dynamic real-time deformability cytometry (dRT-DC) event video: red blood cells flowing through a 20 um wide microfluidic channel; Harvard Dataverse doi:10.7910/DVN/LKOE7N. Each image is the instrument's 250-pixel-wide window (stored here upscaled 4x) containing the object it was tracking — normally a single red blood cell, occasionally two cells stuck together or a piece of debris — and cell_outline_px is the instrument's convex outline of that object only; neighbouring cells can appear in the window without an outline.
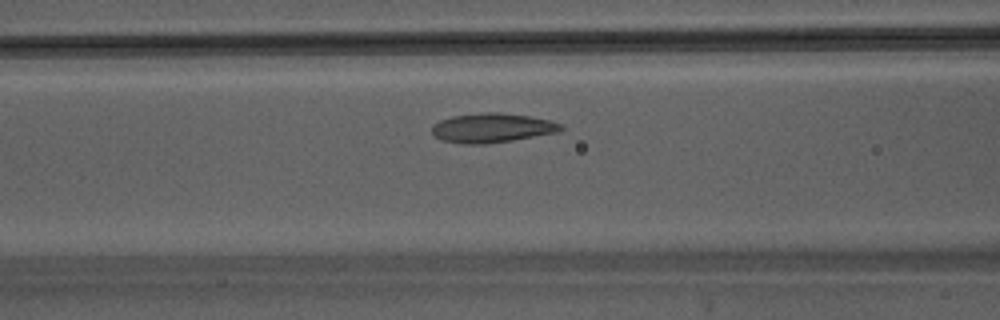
{"species": "Egyptian fruit bat (a non-hibernating species)", "species_latin": "Rousettus aegyptiacus", "temperature_condition": "warm", "stored_images_in_passage": 37, "camera_frame_rate_fps": 3000, "um_per_image_px": 0.085, "animal": {"sex": "male"}, "frame": {"image": 1, "passage_image": 11, "time_ms": 3.333, "image_size_px": [1000, 320], "cell_outline_px": [[564, 128], [556, 132], [512, 140], [484, 144], [464, 144], [440, 140], [432, 132], [432, 124], [440, 120], [452, 116], [480, 112], [496, 112], [528, 116], [548, 120], [564, 124]], "centroid_in_image_um": [41.79, 10.87], "position_along_channel_um": 124.8, "area_um2": 21.96}}
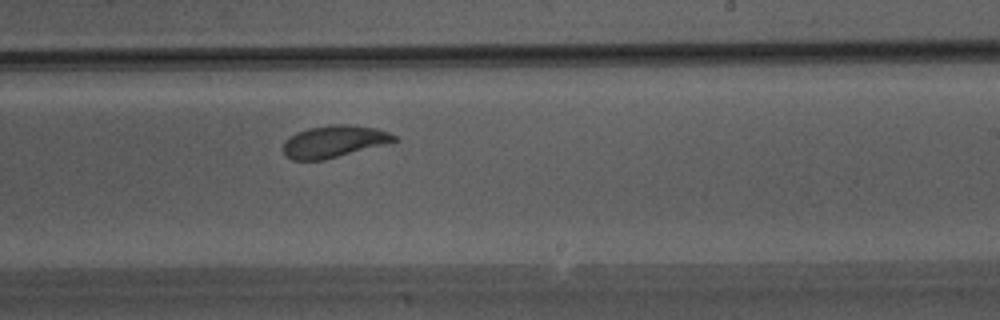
{"frame": {"image": 2, "passage_image": 20, "time_ms": 6.333, "image_size_px": [1000, 320], "cell_outline_px": [[400, 140], [388, 144], [324, 160], [292, 160], [284, 152], [284, 144], [296, 132], [308, 128], [332, 124], [348, 124], [376, 128], [388, 132], [396, 136]], "centroid_in_image_um": [28.46, 12.02], "position_along_channel_um": 260.5, "area_um2": 20.69}}
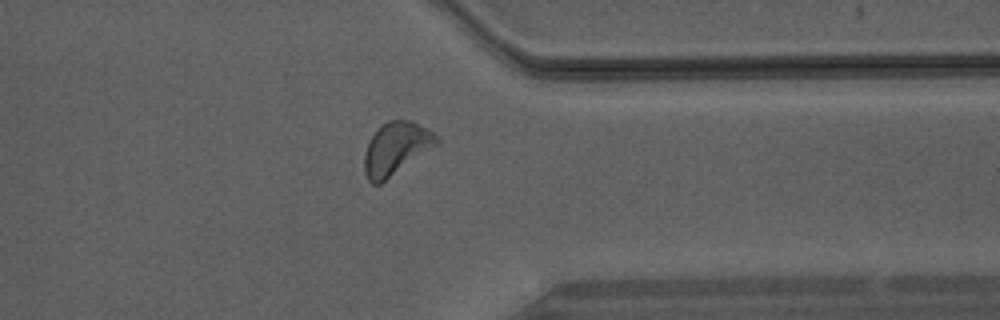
{"frame": {"image": 3, "passage_image": 28, "time_ms": 9.0, "image_size_px": [1000, 320], "cell_outline_px": [[440, 140], [436, 144], [380, 184], [372, 184], [368, 180], [364, 172], [364, 156], [368, 140], [388, 120], [412, 120], [440, 136]], "centroid_in_image_um": [33.64, 12.61], "position_along_channel_um": 377.8, "area_um2": 21.68}}